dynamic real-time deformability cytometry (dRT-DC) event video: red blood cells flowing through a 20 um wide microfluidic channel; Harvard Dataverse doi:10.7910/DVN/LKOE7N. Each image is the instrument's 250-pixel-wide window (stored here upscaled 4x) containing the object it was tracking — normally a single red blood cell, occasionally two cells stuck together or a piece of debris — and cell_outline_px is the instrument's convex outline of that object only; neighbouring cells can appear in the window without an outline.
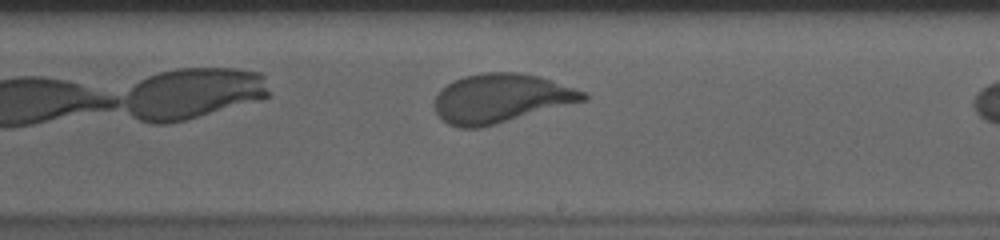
{"species": "human", "species_latin": "Homo sapiens", "temperature_condition": "cold", "stored_images_in_passage": 29, "camera_frame_rate_fps": 3000, "um_per_image_px": 0.085, "donor": {"sex": "male"}, "frame": {"image": 1, "passage_image": 17, "time_ms": 5.333, "image_size_px": [1000, 240], "cell_outline_px": [[588, 100], [496, 124], [480, 128], [456, 128], [448, 124], [436, 112], [432, 104], [432, 100], [436, 92], [440, 88], [452, 80], [464, 76], [484, 72], [520, 72], [540, 76], [588, 92]], "centroid_in_image_um": [42.55, 8.35], "position_along_channel_um": 246.4, "area_um2": 43.18}}